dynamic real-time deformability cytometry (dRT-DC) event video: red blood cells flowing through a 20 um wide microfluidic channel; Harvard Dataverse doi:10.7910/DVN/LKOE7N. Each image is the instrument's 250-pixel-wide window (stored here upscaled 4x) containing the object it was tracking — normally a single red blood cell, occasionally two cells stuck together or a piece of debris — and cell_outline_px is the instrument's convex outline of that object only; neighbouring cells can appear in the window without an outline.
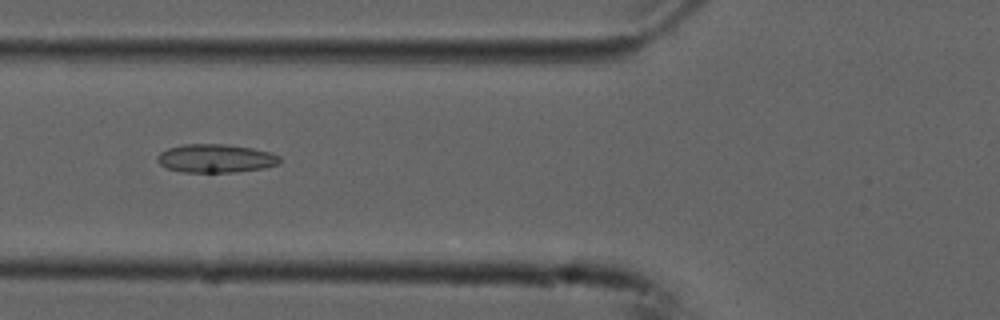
{"species": "common noctule bat (a hibernating species)", "species_latin": "Nyctalus noctula", "temperature_condition": "cold", "stored_images_in_passage": 10, "camera_frame_rate_fps": 3000, "um_per_image_px": 0.085, "animal": {"sex": "male", "forearm_length_mm": 52.5}, "frame": {"image": 1, "passage_image": 5, "time_ms": 1.333, "image_size_px": [1000, 320], "cell_outline_px": [[280, 164], [264, 168], [236, 172], [180, 172], [168, 168], [160, 164], [156, 160], [156, 156], [160, 152], [168, 148], [184, 144], [228, 144], [252, 148], [268, 152], [280, 156]], "centroid_in_image_um": [18.32, 13.46], "position_along_channel_um": 107.5, "area_um2": 20.4}}
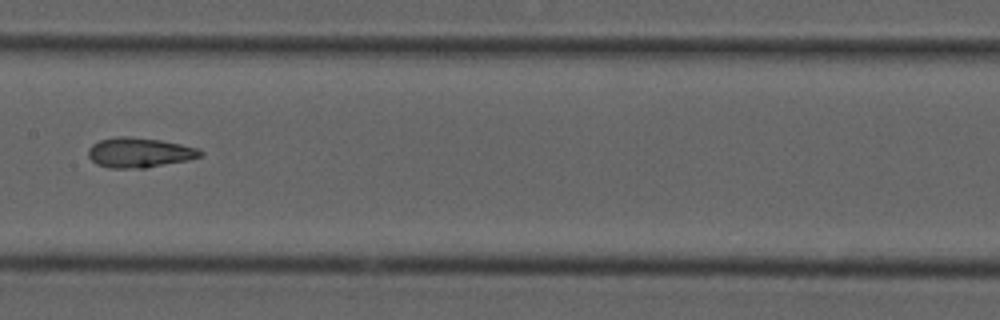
{"frame": {"image": 2, "passage_image": 7, "time_ms": 2.0, "image_size_px": [1000, 320], "cell_outline_px": [[204, 152], [200, 156], [188, 160], [144, 168], [108, 168], [96, 164], [88, 156], [88, 148], [92, 144], [100, 140], [120, 136], [128, 136], [160, 140], [180, 144], [196, 148]], "centroid_in_image_um": [11.81, 12.97], "position_along_channel_um": 195.6, "area_um2": 19.42}}
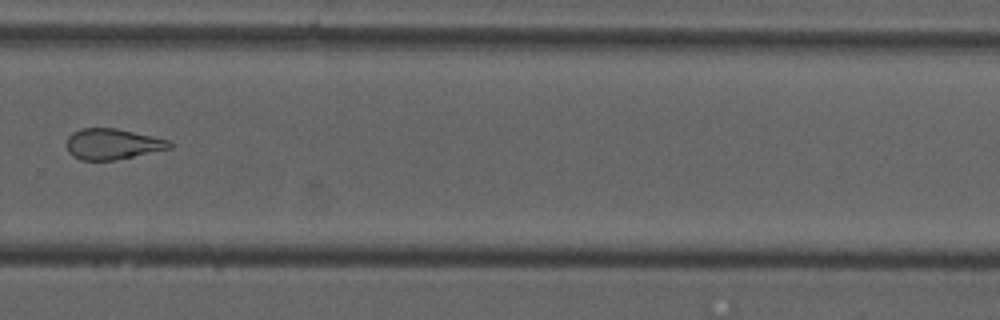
{"frame": {"image": 3, "passage_image": 10, "time_ms": 3.0, "image_size_px": [1000, 320], "cell_outline_px": [[172, 148], [112, 160], [80, 160], [72, 156], [68, 152], [68, 136], [72, 132], [80, 128], [116, 128], [152, 136], [168, 140], [172, 144]], "centroid_in_image_um": [9.53, 12.23], "position_along_channel_um": 320.3, "area_um2": 18.26}}